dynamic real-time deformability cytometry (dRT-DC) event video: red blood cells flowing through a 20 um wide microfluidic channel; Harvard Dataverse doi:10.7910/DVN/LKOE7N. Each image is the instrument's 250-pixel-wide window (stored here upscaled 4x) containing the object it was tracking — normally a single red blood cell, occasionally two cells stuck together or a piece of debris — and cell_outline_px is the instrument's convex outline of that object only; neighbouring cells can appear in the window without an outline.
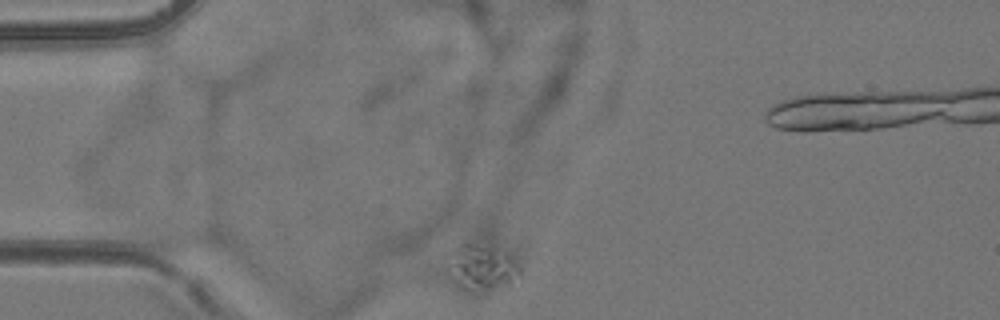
{"species": "common noctule bat (a hibernating species)", "species_latin": "Nyctalus noctula", "temperature_condition": "room temperature", "stored_images_in_passage": 5, "camera_frame_rate_fps": 3000, "um_per_image_px": 0.085, "animal": {"sex": "female", "body_mass_g": 24.6, "forearm_length_mm": 56.2}, "frame": {"image": 1, "passage_image": 1, "time_ms": 0.0, "image_size_px": [1000, 320], "cell_outline_px": [[520, 272], [508, 280], [488, 288], [464, 288], [452, 280], [448, 252], [464, 240], [496, 248], [508, 256], [520, 268]], "centroid_in_image_um": [40.82, 22.59], "position_along_channel_um": 44.2, "area_um2": 17.8}}
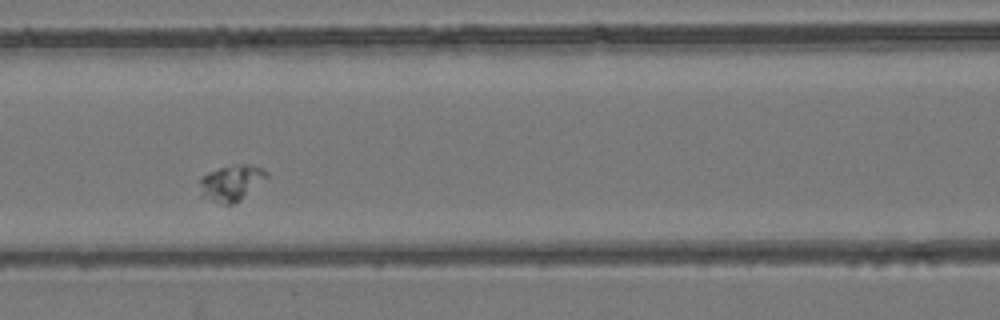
{"frame": {"image": 2, "passage_image": 4, "time_ms": 3.333, "image_size_px": [1000, 320], "cell_outline_px": [[268, 176], [240, 200], [232, 204], [220, 204], [200, 196], [200, 176], [208, 172], [232, 164], [252, 164], [268, 172]], "centroid_in_image_um": [19.62, 15.53], "position_along_channel_um": 147.0, "area_um2": 13.99}}
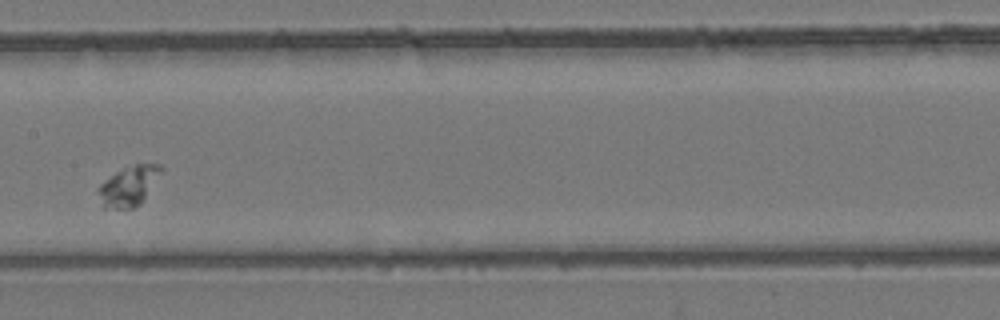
{"frame": {"image": 3, "passage_image": 5, "time_ms": 4.667, "image_size_px": [1000, 320], "cell_outline_px": [[164, 168], [144, 200], [140, 204], [132, 208], [104, 208], [96, 192], [96, 188], [104, 180], [116, 172], [124, 168], [136, 164], [160, 164]], "centroid_in_image_um": [10.93, 15.81], "position_along_channel_um": 196.5, "area_um2": 14.62}}